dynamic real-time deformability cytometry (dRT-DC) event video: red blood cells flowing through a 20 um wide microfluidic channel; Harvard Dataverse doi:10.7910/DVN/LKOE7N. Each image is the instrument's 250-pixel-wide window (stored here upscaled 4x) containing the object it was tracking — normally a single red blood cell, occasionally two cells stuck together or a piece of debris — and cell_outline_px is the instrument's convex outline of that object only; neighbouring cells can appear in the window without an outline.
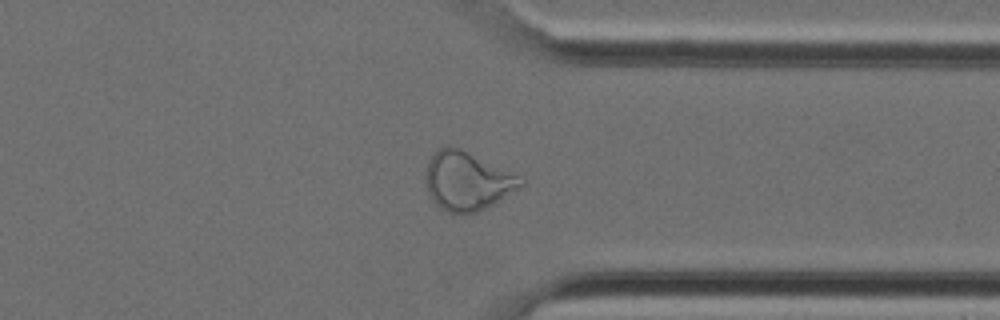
{"species": "Egyptian fruit bat (a non-hibernating species)", "species_latin": "Rousettus aegyptiacus", "temperature_condition": "cold", "stored_images_in_passage": 34, "camera_frame_rate_fps": 3000, "um_per_image_px": 0.085, "animal": {"sex": "female"}, "frame": {"image": 1, "passage_image": 29, "time_ms": 9.333, "image_size_px": [1000, 320], "cell_outline_px": [[524, 184], [520, 188], [492, 204], [476, 212], [460, 216], [448, 212], [440, 208], [432, 200], [428, 192], [428, 160], [440, 148], [448, 144], [516, 176]], "centroid_in_image_um": [39.66, 15.45], "position_along_channel_um": 371.7, "area_um2": 31.15}}